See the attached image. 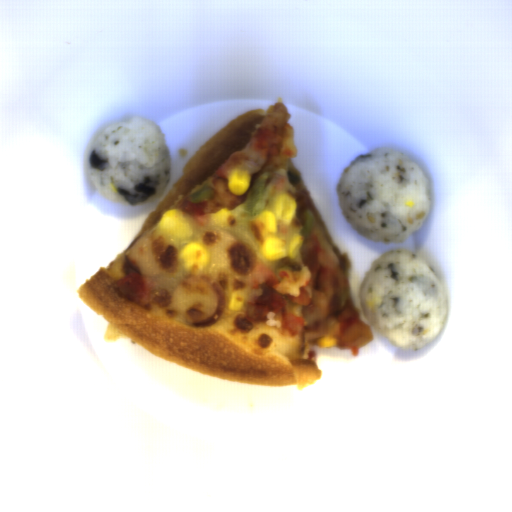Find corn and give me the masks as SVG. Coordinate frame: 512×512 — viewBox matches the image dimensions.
<instances>
[{"label": "corn", "instance_id": "51d56268", "mask_svg": "<svg viewBox=\"0 0 512 512\" xmlns=\"http://www.w3.org/2000/svg\"><path fill=\"white\" fill-rule=\"evenodd\" d=\"M296 209L295 197L279 192L260 213L250 220L251 231L256 239L258 250L266 261L281 258L296 259L303 243L302 235H294L284 240L277 230L281 226H290Z\"/></svg>", "mask_w": 512, "mask_h": 512}, {"label": "corn", "instance_id": "f1292c28", "mask_svg": "<svg viewBox=\"0 0 512 512\" xmlns=\"http://www.w3.org/2000/svg\"><path fill=\"white\" fill-rule=\"evenodd\" d=\"M163 234L173 239H185L192 228L183 217L182 210H169L163 212L159 224Z\"/></svg>", "mask_w": 512, "mask_h": 512}, {"label": "corn", "instance_id": "5cfa1b94", "mask_svg": "<svg viewBox=\"0 0 512 512\" xmlns=\"http://www.w3.org/2000/svg\"><path fill=\"white\" fill-rule=\"evenodd\" d=\"M179 258L185 270L194 271L204 269L210 262L211 254L203 244L192 242L183 248Z\"/></svg>", "mask_w": 512, "mask_h": 512}, {"label": "corn", "instance_id": "cfcad685", "mask_svg": "<svg viewBox=\"0 0 512 512\" xmlns=\"http://www.w3.org/2000/svg\"><path fill=\"white\" fill-rule=\"evenodd\" d=\"M251 175L248 169L234 168L229 172L227 188L235 196H242L249 189Z\"/></svg>", "mask_w": 512, "mask_h": 512}, {"label": "corn", "instance_id": "2b8c4276", "mask_svg": "<svg viewBox=\"0 0 512 512\" xmlns=\"http://www.w3.org/2000/svg\"><path fill=\"white\" fill-rule=\"evenodd\" d=\"M231 212L228 208L220 209L216 213H214L211 218L212 221L220 225L222 228L228 226V219Z\"/></svg>", "mask_w": 512, "mask_h": 512}, {"label": "corn", "instance_id": "79e197a2", "mask_svg": "<svg viewBox=\"0 0 512 512\" xmlns=\"http://www.w3.org/2000/svg\"><path fill=\"white\" fill-rule=\"evenodd\" d=\"M242 305H243L242 294L237 291H232V293L229 297L228 305H227L228 309L234 310V311H239L240 309H242Z\"/></svg>", "mask_w": 512, "mask_h": 512}, {"label": "corn", "instance_id": "30e3d8cc", "mask_svg": "<svg viewBox=\"0 0 512 512\" xmlns=\"http://www.w3.org/2000/svg\"><path fill=\"white\" fill-rule=\"evenodd\" d=\"M336 343H337L336 338L330 337V336H323V337L317 339V345L321 349H327V348L333 347L334 345H336Z\"/></svg>", "mask_w": 512, "mask_h": 512}, {"label": "corn", "instance_id": "6a14855c", "mask_svg": "<svg viewBox=\"0 0 512 512\" xmlns=\"http://www.w3.org/2000/svg\"><path fill=\"white\" fill-rule=\"evenodd\" d=\"M425 216H426L425 211H421V213L419 215H415L417 220L423 219Z\"/></svg>", "mask_w": 512, "mask_h": 512}, {"label": "corn", "instance_id": "42891da5", "mask_svg": "<svg viewBox=\"0 0 512 512\" xmlns=\"http://www.w3.org/2000/svg\"><path fill=\"white\" fill-rule=\"evenodd\" d=\"M110 188L112 191H115L116 193L118 192V189L116 188V186L113 184V182H110L109 184Z\"/></svg>", "mask_w": 512, "mask_h": 512}, {"label": "corn", "instance_id": "a0e27810", "mask_svg": "<svg viewBox=\"0 0 512 512\" xmlns=\"http://www.w3.org/2000/svg\"><path fill=\"white\" fill-rule=\"evenodd\" d=\"M405 204L410 207L415 206V202L413 200H408L407 202H405Z\"/></svg>", "mask_w": 512, "mask_h": 512}, {"label": "corn", "instance_id": "3270194a", "mask_svg": "<svg viewBox=\"0 0 512 512\" xmlns=\"http://www.w3.org/2000/svg\"><path fill=\"white\" fill-rule=\"evenodd\" d=\"M407 221H408V223L412 224L414 220H413V218L411 216H408L407 217Z\"/></svg>", "mask_w": 512, "mask_h": 512}, {"label": "corn", "instance_id": "f22f9a43", "mask_svg": "<svg viewBox=\"0 0 512 512\" xmlns=\"http://www.w3.org/2000/svg\"><path fill=\"white\" fill-rule=\"evenodd\" d=\"M368 220H370L372 223L375 222V218L371 215V216H368L367 218Z\"/></svg>", "mask_w": 512, "mask_h": 512}]
</instances>
